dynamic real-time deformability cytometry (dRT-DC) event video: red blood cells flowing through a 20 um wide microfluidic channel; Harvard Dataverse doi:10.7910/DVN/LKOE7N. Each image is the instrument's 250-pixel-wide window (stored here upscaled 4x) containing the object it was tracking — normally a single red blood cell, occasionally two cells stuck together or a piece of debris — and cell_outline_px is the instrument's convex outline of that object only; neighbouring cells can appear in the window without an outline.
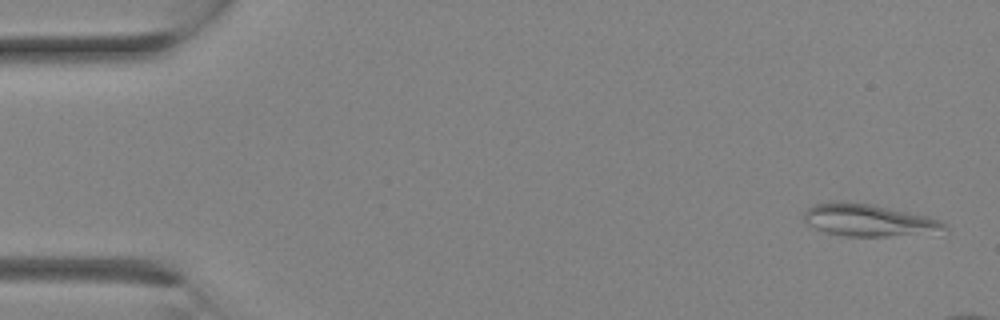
{"species": "Egyptian fruit bat (a non-hibernating species)", "species_latin": "Rousettus aegyptiacus", "temperature_condition": "room temperature", "stored_images_in_passage": 6, "camera_frame_rate_fps": 3000, "um_per_image_px": 0.085, "animal": {"sex": "female"}, "frame": {"image": 1, "passage_image": 1, "time_ms": 0.0, "image_size_px": [1000, 320], "cell_outline_px": [[948, 232], [888, 236], [844, 236], [824, 232], [808, 224], [804, 220], [804, 212], [808, 208], [816, 204], [828, 200], [844, 200], [872, 204], [928, 216], [940, 220], [944, 224]], "centroid_in_image_um": [73.83, 18.7], "position_along_channel_um": 11.2, "area_um2": 26.7}}